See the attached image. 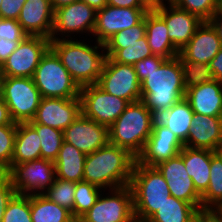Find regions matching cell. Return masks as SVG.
<instances>
[{
    "instance_id": "cell-1",
    "label": "cell",
    "mask_w": 222,
    "mask_h": 222,
    "mask_svg": "<svg viewBox=\"0 0 222 222\" xmlns=\"http://www.w3.org/2000/svg\"><path fill=\"white\" fill-rule=\"evenodd\" d=\"M51 40L50 48L59 57L72 79L81 88L97 84L109 58L104 44L87 38ZM76 40V41H75ZM90 45H89V43ZM88 43V44H87ZM101 50V51H100Z\"/></svg>"
},
{
    "instance_id": "cell-2",
    "label": "cell",
    "mask_w": 222,
    "mask_h": 222,
    "mask_svg": "<svg viewBox=\"0 0 222 222\" xmlns=\"http://www.w3.org/2000/svg\"><path fill=\"white\" fill-rule=\"evenodd\" d=\"M136 160L126 149L108 143L87 154L83 181L106 191L129 186Z\"/></svg>"
},
{
    "instance_id": "cell-3",
    "label": "cell",
    "mask_w": 222,
    "mask_h": 222,
    "mask_svg": "<svg viewBox=\"0 0 222 222\" xmlns=\"http://www.w3.org/2000/svg\"><path fill=\"white\" fill-rule=\"evenodd\" d=\"M141 100L158 117L185 96L180 58L167 59L141 82Z\"/></svg>"
},
{
    "instance_id": "cell-4",
    "label": "cell",
    "mask_w": 222,
    "mask_h": 222,
    "mask_svg": "<svg viewBox=\"0 0 222 222\" xmlns=\"http://www.w3.org/2000/svg\"><path fill=\"white\" fill-rule=\"evenodd\" d=\"M156 116L142 100L129 103L109 127V143L124 148L136 158L142 153Z\"/></svg>"
},
{
    "instance_id": "cell-5",
    "label": "cell",
    "mask_w": 222,
    "mask_h": 222,
    "mask_svg": "<svg viewBox=\"0 0 222 222\" xmlns=\"http://www.w3.org/2000/svg\"><path fill=\"white\" fill-rule=\"evenodd\" d=\"M135 219L147 221L169 197L166 180L155 166L135 162L130 185Z\"/></svg>"
},
{
    "instance_id": "cell-6",
    "label": "cell",
    "mask_w": 222,
    "mask_h": 222,
    "mask_svg": "<svg viewBox=\"0 0 222 222\" xmlns=\"http://www.w3.org/2000/svg\"><path fill=\"white\" fill-rule=\"evenodd\" d=\"M32 78L42 98H80L81 88L51 48L41 58Z\"/></svg>"
},
{
    "instance_id": "cell-7",
    "label": "cell",
    "mask_w": 222,
    "mask_h": 222,
    "mask_svg": "<svg viewBox=\"0 0 222 222\" xmlns=\"http://www.w3.org/2000/svg\"><path fill=\"white\" fill-rule=\"evenodd\" d=\"M2 98L13 122L28 123L34 119L42 96L33 78L6 76Z\"/></svg>"
},
{
    "instance_id": "cell-8",
    "label": "cell",
    "mask_w": 222,
    "mask_h": 222,
    "mask_svg": "<svg viewBox=\"0 0 222 222\" xmlns=\"http://www.w3.org/2000/svg\"><path fill=\"white\" fill-rule=\"evenodd\" d=\"M5 173L21 195L43 194L56 179L54 161L43 158L12 164Z\"/></svg>"
},
{
    "instance_id": "cell-9",
    "label": "cell",
    "mask_w": 222,
    "mask_h": 222,
    "mask_svg": "<svg viewBox=\"0 0 222 222\" xmlns=\"http://www.w3.org/2000/svg\"><path fill=\"white\" fill-rule=\"evenodd\" d=\"M96 12L84 2L78 1L54 10L51 40L72 39L83 33L92 39L96 24ZM86 33V34H85ZM74 34V35H73ZM81 34V35H80Z\"/></svg>"
},
{
    "instance_id": "cell-10",
    "label": "cell",
    "mask_w": 222,
    "mask_h": 222,
    "mask_svg": "<svg viewBox=\"0 0 222 222\" xmlns=\"http://www.w3.org/2000/svg\"><path fill=\"white\" fill-rule=\"evenodd\" d=\"M104 192L106 190L102 191L95 204L82 216L86 222H132L135 219L130 186Z\"/></svg>"
},
{
    "instance_id": "cell-11",
    "label": "cell",
    "mask_w": 222,
    "mask_h": 222,
    "mask_svg": "<svg viewBox=\"0 0 222 222\" xmlns=\"http://www.w3.org/2000/svg\"><path fill=\"white\" fill-rule=\"evenodd\" d=\"M80 99L82 114L108 128L129 104L127 100L105 92L97 84L81 87Z\"/></svg>"
},
{
    "instance_id": "cell-12",
    "label": "cell",
    "mask_w": 222,
    "mask_h": 222,
    "mask_svg": "<svg viewBox=\"0 0 222 222\" xmlns=\"http://www.w3.org/2000/svg\"><path fill=\"white\" fill-rule=\"evenodd\" d=\"M51 39L27 35L1 65L8 77L32 78L41 58L50 48Z\"/></svg>"
},
{
    "instance_id": "cell-13",
    "label": "cell",
    "mask_w": 222,
    "mask_h": 222,
    "mask_svg": "<svg viewBox=\"0 0 222 222\" xmlns=\"http://www.w3.org/2000/svg\"><path fill=\"white\" fill-rule=\"evenodd\" d=\"M97 85L105 92L129 103L139 101L142 97L141 82L133 65L114 62L110 57Z\"/></svg>"
},
{
    "instance_id": "cell-14",
    "label": "cell",
    "mask_w": 222,
    "mask_h": 222,
    "mask_svg": "<svg viewBox=\"0 0 222 222\" xmlns=\"http://www.w3.org/2000/svg\"><path fill=\"white\" fill-rule=\"evenodd\" d=\"M148 11V8L106 5L96 12V24L92 36H95V41L104 44L117 32L140 23Z\"/></svg>"
},
{
    "instance_id": "cell-15",
    "label": "cell",
    "mask_w": 222,
    "mask_h": 222,
    "mask_svg": "<svg viewBox=\"0 0 222 222\" xmlns=\"http://www.w3.org/2000/svg\"><path fill=\"white\" fill-rule=\"evenodd\" d=\"M155 167L166 180L171 196L188 202L202 211L201 195L196 191L179 154L158 163Z\"/></svg>"
},
{
    "instance_id": "cell-16",
    "label": "cell",
    "mask_w": 222,
    "mask_h": 222,
    "mask_svg": "<svg viewBox=\"0 0 222 222\" xmlns=\"http://www.w3.org/2000/svg\"><path fill=\"white\" fill-rule=\"evenodd\" d=\"M63 138L87 155L109 143V128L81 114L63 131Z\"/></svg>"
},
{
    "instance_id": "cell-17",
    "label": "cell",
    "mask_w": 222,
    "mask_h": 222,
    "mask_svg": "<svg viewBox=\"0 0 222 222\" xmlns=\"http://www.w3.org/2000/svg\"><path fill=\"white\" fill-rule=\"evenodd\" d=\"M81 114L80 98H42L33 121L64 131Z\"/></svg>"
},
{
    "instance_id": "cell-18",
    "label": "cell",
    "mask_w": 222,
    "mask_h": 222,
    "mask_svg": "<svg viewBox=\"0 0 222 222\" xmlns=\"http://www.w3.org/2000/svg\"><path fill=\"white\" fill-rule=\"evenodd\" d=\"M183 147L184 144L174 133L156 119L152 133L137 161L146 166H156L162 161L177 156Z\"/></svg>"
},
{
    "instance_id": "cell-19",
    "label": "cell",
    "mask_w": 222,
    "mask_h": 222,
    "mask_svg": "<svg viewBox=\"0 0 222 222\" xmlns=\"http://www.w3.org/2000/svg\"><path fill=\"white\" fill-rule=\"evenodd\" d=\"M154 10L164 19L167 34L179 51L190 41L196 29L203 22L196 15L179 9L172 2Z\"/></svg>"
},
{
    "instance_id": "cell-20",
    "label": "cell",
    "mask_w": 222,
    "mask_h": 222,
    "mask_svg": "<svg viewBox=\"0 0 222 222\" xmlns=\"http://www.w3.org/2000/svg\"><path fill=\"white\" fill-rule=\"evenodd\" d=\"M17 21L27 35L50 39L54 21L51 0H26Z\"/></svg>"
},
{
    "instance_id": "cell-21",
    "label": "cell",
    "mask_w": 222,
    "mask_h": 222,
    "mask_svg": "<svg viewBox=\"0 0 222 222\" xmlns=\"http://www.w3.org/2000/svg\"><path fill=\"white\" fill-rule=\"evenodd\" d=\"M221 48L217 30L210 22H202L179 54L187 61L209 64Z\"/></svg>"
},
{
    "instance_id": "cell-22",
    "label": "cell",
    "mask_w": 222,
    "mask_h": 222,
    "mask_svg": "<svg viewBox=\"0 0 222 222\" xmlns=\"http://www.w3.org/2000/svg\"><path fill=\"white\" fill-rule=\"evenodd\" d=\"M184 146L215 151L222 145V117L194 114Z\"/></svg>"
},
{
    "instance_id": "cell-23",
    "label": "cell",
    "mask_w": 222,
    "mask_h": 222,
    "mask_svg": "<svg viewBox=\"0 0 222 222\" xmlns=\"http://www.w3.org/2000/svg\"><path fill=\"white\" fill-rule=\"evenodd\" d=\"M184 98L194 114L222 117V82L214 79L188 88Z\"/></svg>"
},
{
    "instance_id": "cell-24",
    "label": "cell",
    "mask_w": 222,
    "mask_h": 222,
    "mask_svg": "<svg viewBox=\"0 0 222 222\" xmlns=\"http://www.w3.org/2000/svg\"><path fill=\"white\" fill-rule=\"evenodd\" d=\"M214 151L184 146L179 155L193 181L196 191L202 195L209 186L211 157Z\"/></svg>"
},
{
    "instance_id": "cell-25",
    "label": "cell",
    "mask_w": 222,
    "mask_h": 222,
    "mask_svg": "<svg viewBox=\"0 0 222 222\" xmlns=\"http://www.w3.org/2000/svg\"><path fill=\"white\" fill-rule=\"evenodd\" d=\"M146 39L153 55L172 59L179 55L168 34L164 19L155 11L149 10L145 15Z\"/></svg>"
},
{
    "instance_id": "cell-26",
    "label": "cell",
    "mask_w": 222,
    "mask_h": 222,
    "mask_svg": "<svg viewBox=\"0 0 222 222\" xmlns=\"http://www.w3.org/2000/svg\"><path fill=\"white\" fill-rule=\"evenodd\" d=\"M87 155L70 143L63 142L54 161L56 178L65 181H83V171Z\"/></svg>"
},
{
    "instance_id": "cell-27",
    "label": "cell",
    "mask_w": 222,
    "mask_h": 222,
    "mask_svg": "<svg viewBox=\"0 0 222 222\" xmlns=\"http://www.w3.org/2000/svg\"><path fill=\"white\" fill-rule=\"evenodd\" d=\"M41 158V140L29 123H17L12 164Z\"/></svg>"
},
{
    "instance_id": "cell-28",
    "label": "cell",
    "mask_w": 222,
    "mask_h": 222,
    "mask_svg": "<svg viewBox=\"0 0 222 222\" xmlns=\"http://www.w3.org/2000/svg\"><path fill=\"white\" fill-rule=\"evenodd\" d=\"M194 112L185 98L179 100L156 119L184 143L189 135Z\"/></svg>"
},
{
    "instance_id": "cell-29",
    "label": "cell",
    "mask_w": 222,
    "mask_h": 222,
    "mask_svg": "<svg viewBox=\"0 0 222 222\" xmlns=\"http://www.w3.org/2000/svg\"><path fill=\"white\" fill-rule=\"evenodd\" d=\"M200 211L192 204L173 196L166 198L148 222H194Z\"/></svg>"
},
{
    "instance_id": "cell-30",
    "label": "cell",
    "mask_w": 222,
    "mask_h": 222,
    "mask_svg": "<svg viewBox=\"0 0 222 222\" xmlns=\"http://www.w3.org/2000/svg\"><path fill=\"white\" fill-rule=\"evenodd\" d=\"M32 222H74L72 213L43 194L30 195Z\"/></svg>"
},
{
    "instance_id": "cell-31",
    "label": "cell",
    "mask_w": 222,
    "mask_h": 222,
    "mask_svg": "<svg viewBox=\"0 0 222 222\" xmlns=\"http://www.w3.org/2000/svg\"><path fill=\"white\" fill-rule=\"evenodd\" d=\"M104 47L108 56L120 64L134 65L153 55L146 35L130 45H104Z\"/></svg>"
},
{
    "instance_id": "cell-32",
    "label": "cell",
    "mask_w": 222,
    "mask_h": 222,
    "mask_svg": "<svg viewBox=\"0 0 222 222\" xmlns=\"http://www.w3.org/2000/svg\"><path fill=\"white\" fill-rule=\"evenodd\" d=\"M201 201L202 211H212L222 202V160L215 152L211 157L209 186Z\"/></svg>"
},
{
    "instance_id": "cell-33",
    "label": "cell",
    "mask_w": 222,
    "mask_h": 222,
    "mask_svg": "<svg viewBox=\"0 0 222 222\" xmlns=\"http://www.w3.org/2000/svg\"><path fill=\"white\" fill-rule=\"evenodd\" d=\"M37 132L41 140V158L55 161L64 142L63 131L49 126L28 122Z\"/></svg>"
},
{
    "instance_id": "cell-34",
    "label": "cell",
    "mask_w": 222,
    "mask_h": 222,
    "mask_svg": "<svg viewBox=\"0 0 222 222\" xmlns=\"http://www.w3.org/2000/svg\"><path fill=\"white\" fill-rule=\"evenodd\" d=\"M102 188L86 181L75 182L73 218H81L95 204Z\"/></svg>"
},
{
    "instance_id": "cell-35",
    "label": "cell",
    "mask_w": 222,
    "mask_h": 222,
    "mask_svg": "<svg viewBox=\"0 0 222 222\" xmlns=\"http://www.w3.org/2000/svg\"><path fill=\"white\" fill-rule=\"evenodd\" d=\"M178 57L182 65L185 90L214 80L209 64L187 61L180 54Z\"/></svg>"
},
{
    "instance_id": "cell-36",
    "label": "cell",
    "mask_w": 222,
    "mask_h": 222,
    "mask_svg": "<svg viewBox=\"0 0 222 222\" xmlns=\"http://www.w3.org/2000/svg\"><path fill=\"white\" fill-rule=\"evenodd\" d=\"M75 182L56 178L54 183L43 193L49 200L66 208L72 213L74 205Z\"/></svg>"
},
{
    "instance_id": "cell-37",
    "label": "cell",
    "mask_w": 222,
    "mask_h": 222,
    "mask_svg": "<svg viewBox=\"0 0 222 222\" xmlns=\"http://www.w3.org/2000/svg\"><path fill=\"white\" fill-rule=\"evenodd\" d=\"M172 3L179 9L196 15L203 22H209L220 10V0H172Z\"/></svg>"
},
{
    "instance_id": "cell-38",
    "label": "cell",
    "mask_w": 222,
    "mask_h": 222,
    "mask_svg": "<svg viewBox=\"0 0 222 222\" xmlns=\"http://www.w3.org/2000/svg\"><path fill=\"white\" fill-rule=\"evenodd\" d=\"M2 222H32L30 195L16 193L7 205Z\"/></svg>"
},
{
    "instance_id": "cell-39",
    "label": "cell",
    "mask_w": 222,
    "mask_h": 222,
    "mask_svg": "<svg viewBox=\"0 0 222 222\" xmlns=\"http://www.w3.org/2000/svg\"><path fill=\"white\" fill-rule=\"evenodd\" d=\"M17 124L0 125V173L12 165Z\"/></svg>"
},
{
    "instance_id": "cell-40",
    "label": "cell",
    "mask_w": 222,
    "mask_h": 222,
    "mask_svg": "<svg viewBox=\"0 0 222 222\" xmlns=\"http://www.w3.org/2000/svg\"><path fill=\"white\" fill-rule=\"evenodd\" d=\"M146 34L145 17L144 19L132 26L131 28L123 29L109 38L104 45H130L135 41L144 37Z\"/></svg>"
},
{
    "instance_id": "cell-41",
    "label": "cell",
    "mask_w": 222,
    "mask_h": 222,
    "mask_svg": "<svg viewBox=\"0 0 222 222\" xmlns=\"http://www.w3.org/2000/svg\"><path fill=\"white\" fill-rule=\"evenodd\" d=\"M166 60L167 59L162 56L152 55L135 63L133 67L138 80L142 82L147 75L152 71L157 70Z\"/></svg>"
},
{
    "instance_id": "cell-42",
    "label": "cell",
    "mask_w": 222,
    "mask_h": 222,
    "mask_svg": "<svg viewBox=\"0 0 222 222\" xmlns=\"http://www.w3.org/2000/svg\"><path fill=\"white\" fill-rule=\"evenodd\" d=\"M27 34L17 20L0 18V38L9 41H22Z\"/></svg>"
},
{
    "instance_id": "cell-43",
    "label": "cell",
    "mask_w": 222,
    "mask_h": 222,
    "mask_svg": "<svg viewBox=\"0 0 222 222\" xmlns=\"http://www.w3.org/2000/svg\"><path fill=\"white\" fill-rule=\"evenodd\" d=\"M16 194L9 176L6 173H0V222H2L5 210L9 201Z\"/></svg>"
},
{
    "instance_id": "cell-44",
    "label": "cell",
    "mask_w": 222,
    "mask_h": 222,
    "mask_svg": "<svg viewBox=\"0 0 222 222\" xmlns=\"http://www.w3.org/2000/svg\"><path fill=\"white\" fill-rule=\"evenodd\" d=\"M25 2L26 0H2L0 18L17 20Z\"/></svg>"
},
{
    "instance_id": "cell-45",
    "label": "cell",
    "mask_w": 222,
    "mask_h": 222,
    "mask_svg": "<svg viewBox=\"0 0 222 222\" xmlns=\"http://www.w3.org/2000/svg\"><path fill=\"white\" fill-rule=\"evenodd\" d=\"M20 41H9L0 38V65L9 57V55L17 48Z\"/></svg>"
},
{
    "instance_id": "cell-46",
    "label": "cell",
    "mask_w": 222,
    "mask_h": 222,
    "mask_svg": "<svg viewBox=\"0 0 222 222\" xmlns=\"http://www.w3.org/2000/svg\"><path fill=\"white\" fill-rule=\"evenodd\" d=\"M215 80L222 82V48L209 63Z\"/></svg>"
},
{
    "instance_id": "cell-47",
    "label": "cell",
    "mask_w": 222,
    "mask_h": 222,
    "mask_svg": "<svg viewBox=\"0 0 222 222\" xmlns=\"http://www.w3.org/2000/svg\"><path fill=\"white\" fill-rule=\"evenodd\" d=\"M107 5L127 8H147L141 0H107Z\"/></svg>"
},
{
    "instance_id": "cell-48",
    "label": "cell",
    "mask_w": 222,
    "mask_h": 222,
    "mask_svg": "<svg viewBox=\"0 0 222 222\" xmlns=\"http://www.w3.org/2000/svg\"><path fill=\"white\" fill-rule=\"evenodd\" d=\"M8 124H17L12 121L8 107L3 100V98H0V125H8Z\"/></svg>"
},
{
    "instance_id": "cell-49",
    "label": "cell",
    "mask_w": 222,
    "mask_h": 222,
    "mask_svg": "<svg viewBox=\"0 0 222 222\" xmlns=\"http://www.w3.org/2000/svg\"><path fill=\"white\" fill-rule=\"evenodd\" d=\"M194 222H222L213 211H201Z\"/></svg>"
},
{
    "instance_id": "cell-50",
    "label": "cell",
    "mask_w": 222,
    "mask_h": 222,
    "mask_svg": "<svg viewBox=\"0 0 222 222\" xmlns=\"http://www.w3.org/2000/svg\"><path fill=\"white\" fill-rule=\"evenodd\" d=\"M217 30L218 36L222 41V12L219 10L209 21Z\"/></svg>"
},
{
    "instance_id": "cell-51",
    "label": "cell",
    "mask_w": 222,
    "mask_h": 222,
    "mask_svg": "<svg viewBox=\"0 0 222 222\" xmlns=\"http://www.w3.org/2000/svg\"><path fill=\"white\" fill-rule=\"evenodd\" d=\"M141 1L149 10H154L155 8L163 6L164 4H166V2L167 4L172 2V0H141Z\"/></svg>"
},
{
    "instance_id": "cell-52",
    "label": "cell",
    "mask_w": 222,
    "mask_h": 222,
    "mask_svg": "<svg viewBox=\"0 0 222 222\" xmlns=\"http://www.w3.org/2000/svg\"><path fill=\"white\" fill-rule=\"evenodd\" d=\"M92 7L95 11L101 10L107 5V0H79Z\"/></svg>"
},
{
    "instance_id": "cell-53",
    "label": "cell",
    "mask_w": 222,
    "mask_h": 222,
    "mask_svg": "<svg viewBox=\"0 0 222 222\" xmlns=\"http://www.w3.org/2000/svg\"><path fill=\"white\" fill-rule=\"evenodd\" d=\"M79 0H51V5L53 10H56L62 6L69 5L74 2H78Z\"/></svg>"
},
{
    "instance_id": "cell-54",
    "label": "cell",
    "mask_w": 222,
    "mask_h": 222,
    "mask_svg": "<svg viewBox=\"0 0 222 222\" xmlns=\"http://www.w3.org/2000/svg\"><path fill=\"white\" fill-rule=\"evenodd\" d=\"M5 75L3 73L2 67L0 65V98L3 97V88H4V80H5Z\"/></svg>"
},
{
    "instance_id": "cell-55",
    "label": "cell",
    "mask_w": 222,
    "mask_h": 222,
    "mask_svg": "<svg viewBox=\"0 0 222 222\" xmlns=\"http://www.w3.org/2000/svg\"><path fill=\"white\" fill-rule=\"evenodd\" d=\"M215 215L222 221V202L212 210Z\"/></svg>"
},
{
    "instance_id": "cell-56",
    "label": "cell",
    "mask_w": 222,
    "mask_h": 222,
    "mask_svg": "<svg viewBox=\"0 0 222 222\" xmlns=\"http://www.w3.org/2000/svg\"><path fill=\"white\" fill-rule=\"evenodd\" d=\"M222 160V145L214 151Z\"/></svg>"
},
{
    "instance_id": "cell-57",
    "label": "cell",
    "mask_w": 222,
    "mask_h": 222,
    "mask_svg": "<svg viewBox=\"0 0 222 222\" xmlns=\"http://www.w3.org/2000/svg\"><path fill=\"white\" fill-rule=\"evenodd\" d=\"M74 222H86L82 217L74 219Z\"/></svg>"
},
{
    "instance_id": "cell-58",
    "label": "cell",
    "mask_w": 222,
    "mask_h": 222,
    "mask_svg": "<svg viewBox=\"0 0 222 222\" xmlns=\"http://www.w3.org/2000/svg\"><path fill=\"white\" fill-rule=\"evenodd\" d=\"M132 222H148V221H142V220L134 219Z\"/></svg>"
},
{
    "instance_id": "cell-59",
    "label": "cell",
    "mask_w": 222,
    "mask_h": 222,
    "mask_svg": "<svg viewBox=\"0 0 222 222\" xmlns=\"http://www.w3.org/2000/svg\"><path fill=\"white\" fill-rule=\"evenodd\" d=\"M220 11L222 12V0H220Z\"/></svg>"
}]
</instances>
